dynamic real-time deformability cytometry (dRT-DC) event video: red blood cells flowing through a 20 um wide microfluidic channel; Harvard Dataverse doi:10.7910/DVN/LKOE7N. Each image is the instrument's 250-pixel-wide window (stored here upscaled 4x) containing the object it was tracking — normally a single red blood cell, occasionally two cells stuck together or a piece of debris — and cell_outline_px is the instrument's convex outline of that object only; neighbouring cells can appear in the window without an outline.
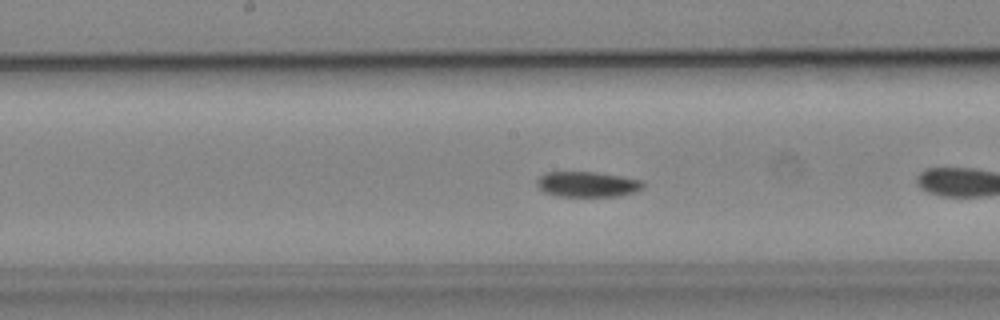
{"species": "common noctule bat (a hibernating species)", "species_latin": "Nyctalus noctula", "temperature_condition": "cold", "stored_images_in_passage": 39, "camera_frame_rate_fps": 3000, "um_per_image_px": 0.085, "animal": {"sex": "male", "body_mass_g": 19.2, "forearm_length_mm": 51.8}, "frame": {"image": 1, "passage_image": 12, "time_ms": 3.667, "image_size_px": [1000, 320], "cell_outline_px": [[644, 184], [640, 188], [632, 192], [620, 196], [560, 196], [544, 192], [536, 184], [536, 180], [544, 172], [596, 172], [644, 180]], "centroid_in_image_um": [49.9, 15.65], "position_along_channel_um": 198.3, "area_um2": 15.61}, "authors_computed_cell_mechanics": {"area_um2": 15.7216, "velocity_mm_per_s": 3.8483, "shape_relaxation_time_tau1_ms": null, "shape_relaxation_time_tau2_ms": 4.4503, "deformation_change_tau1": null, "deformation_change_tau2": 0.0933}}